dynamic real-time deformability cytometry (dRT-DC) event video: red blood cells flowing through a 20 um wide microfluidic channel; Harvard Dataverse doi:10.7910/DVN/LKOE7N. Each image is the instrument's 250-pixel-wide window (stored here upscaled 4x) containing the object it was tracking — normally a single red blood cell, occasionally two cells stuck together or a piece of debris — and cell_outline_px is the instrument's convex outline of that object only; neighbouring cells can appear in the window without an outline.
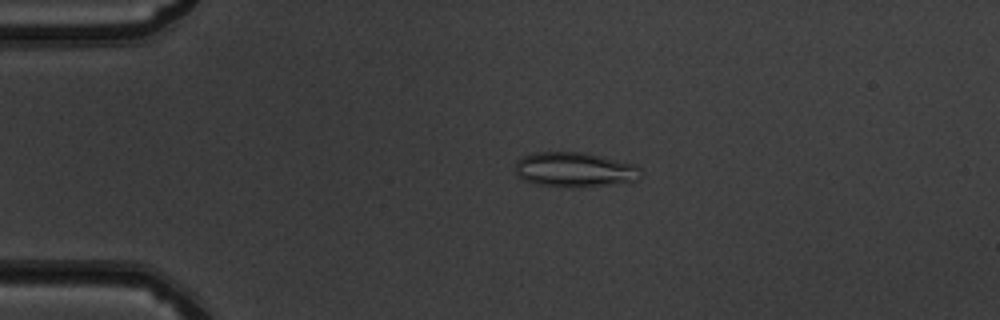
{"species": "common noctule bat (a hibernating species)", "species_latin": "Nyctalus noctula", "temperature_condition": "warm", "stored_images_in_passage": 35, "camera_frame_rate_fps": 3000, "um_per_image_px": 0.085, "animal": {"sex": "male", "body_mass_g": 19.5, "forearm_length_mm": 54.6}, "frame": {"image": 1, "passage_image": 5, "time_ms": 1.333, "image_size_px": [1000, 320], "cell_outline_px": [[640, 176], [636, 180], [584, 188], [572, 188], [536, 184], [524, 180], [516, 172], [516, 160], [532, 152], [588, 152], [636, 164], [640, 168]], "centroid_in_image_um": [48.86, 14.41], "position_along_channel_um": 36.1, "area_um2": 25.78}}
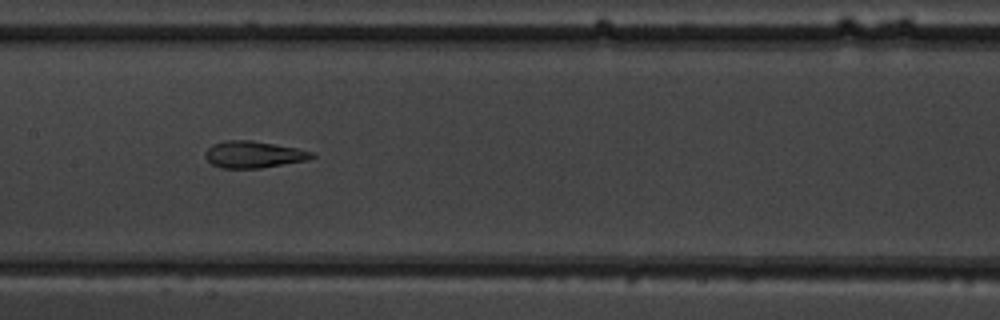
{"frame": {"image": 2, "passage_image": 19, "time_ms": 6.0, "image_size_px": [1000, 320], "cell_outline_px": [[316, 156], [308, 160], [260, 168], [220, 168], [212, 164], [204, 156], [204, 152], [212, 144], [224, 140], [252, 140], [296, 148], [312, 152]], "centroid_in_image_um": [21.52, 13.13], "position_along_channel_um": 185.9, "area_um2": 16.65}}
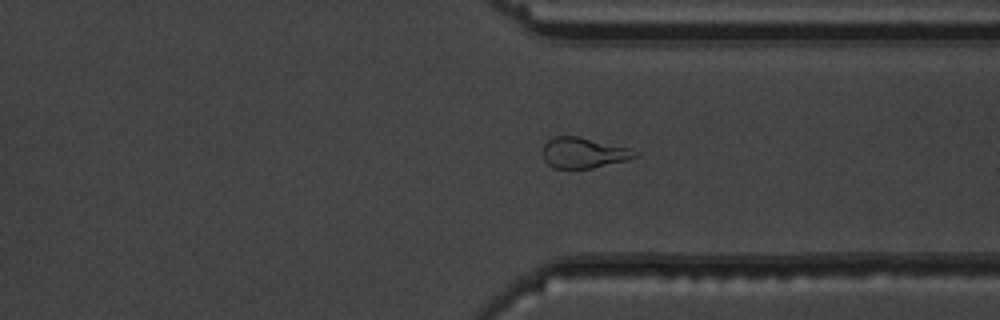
{"frame": {"image": 3, "passage_image": 32, "time_ms": 10.333, "image_size_px": [1000, 320], "cell_outline_px": [[640, 156], [628, 160], [592, 168], [552, 168], [544, 160], [540, 152], [544, 144], [552, 136], [576, 136], [628, 148], [640, 152]], "centroid_in_image_um": [49.57, 12.99], "position_along_channel_um": 361.8, "area_um2": 16.59}, "authors_computed_cell_mechanics": {"area_um2": 16.6464, "velocity_mm_per_s": 4.0726, "shape_relaxation_time_tau1_ms": null, "shape_relaxation_time_tau2_ms": 1.8016, "deformation_change_tau1": null, "deformation_change_tau2": 0.1046}}